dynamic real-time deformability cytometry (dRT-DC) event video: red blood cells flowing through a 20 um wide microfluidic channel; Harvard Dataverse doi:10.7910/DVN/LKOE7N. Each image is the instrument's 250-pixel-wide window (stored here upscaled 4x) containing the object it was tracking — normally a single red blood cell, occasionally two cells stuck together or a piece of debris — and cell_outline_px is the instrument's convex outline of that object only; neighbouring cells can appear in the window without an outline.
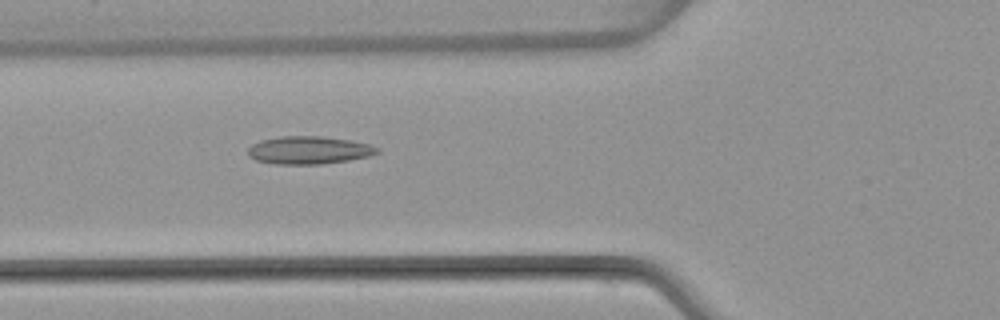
{"species": "common noctule bat (a hibernating species)", "species_latin": "Nyctalus noctula", "temperature_condition": "warm", "stored_images_in_passage": 33, "camera_frame_rate_fps": 3000, "um_per_image_px": 0.085, "animal": {"sex": "female", "body_mass_g": 22.7, "forearm_length_mm": 54.2}, "frame": {"image": 1, "passage_image": 5, "time_ms": 1.333, "image_size_px": [1000, 320], "cell_outline_px": [[380, 152], [368, 156], [348, 160], [320, 164], [276, 164], [256, 160], [248, 156], [248, 148], [252, 144], [260, 140], [280, 136], [320, 136], [352, 140], [368, 144], [380, 148]], "centroid_in_image_um": [26.24, 12.76], "position_along_channel_um": 99.6, "area_um2": 20.98}}
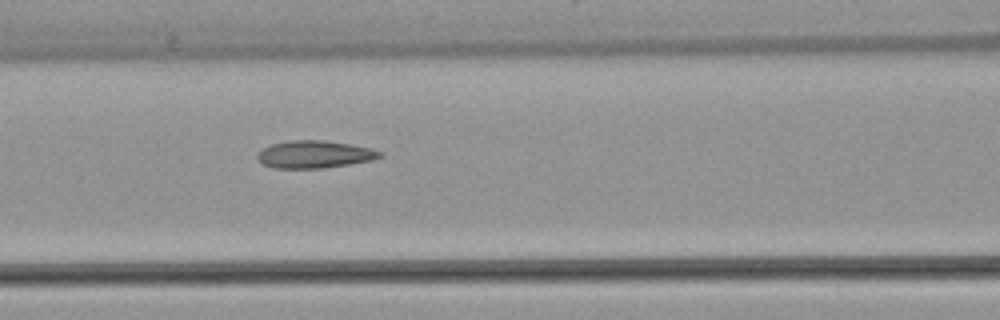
{"frame": {"image": 2, "passage_image": 8, "time_ms": 2.333, "image_size_px": [1000, 320], "cell_outline_px": [[384, 156], [372, 160], [324, 168], [272, 168], [264, 164], [256, 156], [264, 148], [272, 144], [288, 140], [324, 140], [372, 148], [384, 152]], "centroid_in_image_um": [26.78, 13.12], "position_along_channel_um": 139.8, "area_um2": 19.54}}
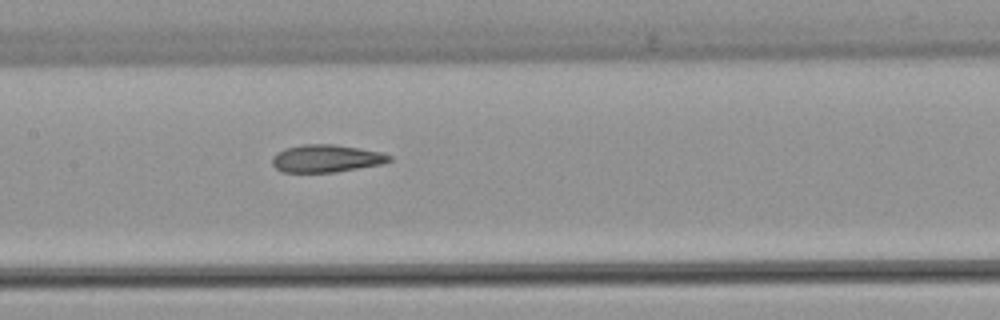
{"frame": {"image": 3, "passage_image": 11, "time_ms": 3.333, "image_size_px": [1000, 320], "cell_outline_px": [[392, 160], [380, 164], [336, 172], [280, 172], [272, 164], [272, 156], [276, 152], [284, 148], [304, 144], [332, 144], [360, 148], [380, 152], [392, 156]], "centroid_in_image_um": [27.69, 13.46], "position_along_channel_um": 179.7, "area_um2": 18.84}, "authors_computed_cell_mechanics": {"area_um2": 18.9584, "velocity_mm_per_s": 3.988, "shape_relaxation_time_tau1_ms": null, "shape_relaxation_time_tau2_ms": 2.5846, "deformation_change_tau1": null, "deformation_change_tau2": 0.1176}}